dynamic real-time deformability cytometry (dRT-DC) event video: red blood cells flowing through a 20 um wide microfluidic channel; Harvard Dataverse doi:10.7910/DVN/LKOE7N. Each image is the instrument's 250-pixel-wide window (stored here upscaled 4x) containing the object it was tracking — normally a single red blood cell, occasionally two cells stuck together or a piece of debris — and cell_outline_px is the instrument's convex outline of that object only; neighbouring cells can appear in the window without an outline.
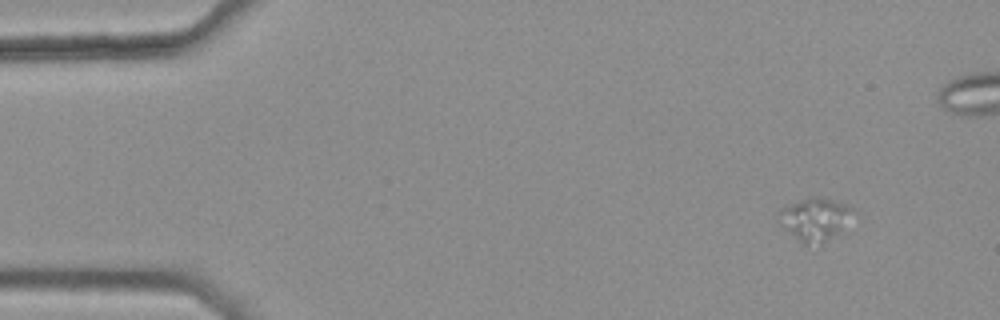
{"species": "common noctule bat (a hibernating species)", "species_latin": "Nyctalus noctula", "temperature_condition": "warm", "stored_images_in_passage": 5, "segment_of_instrument_passage": [1, 2], "camera_frame_rate_fps": 3000, "um_per_image_px": 0.085, "animal": {"sex": "female", "body_mass_g": 25.1}, "frame": {"image": 1, "passage_image": 1, "time_ms": 0.0, "image_size_px": [1000, 320], "cell_outline_px": [[860, 212], [840, 232], [820, 240], [804, 244], [780, 224], [780, 212], [784, 208], [800, 200], [816, 196], [820, 196], [848, 204], [856, 208]], "centroid_in_image_um": [69.42, 18.55], "position_along_channel_um": 15.6, "area_um2": 18.09}}